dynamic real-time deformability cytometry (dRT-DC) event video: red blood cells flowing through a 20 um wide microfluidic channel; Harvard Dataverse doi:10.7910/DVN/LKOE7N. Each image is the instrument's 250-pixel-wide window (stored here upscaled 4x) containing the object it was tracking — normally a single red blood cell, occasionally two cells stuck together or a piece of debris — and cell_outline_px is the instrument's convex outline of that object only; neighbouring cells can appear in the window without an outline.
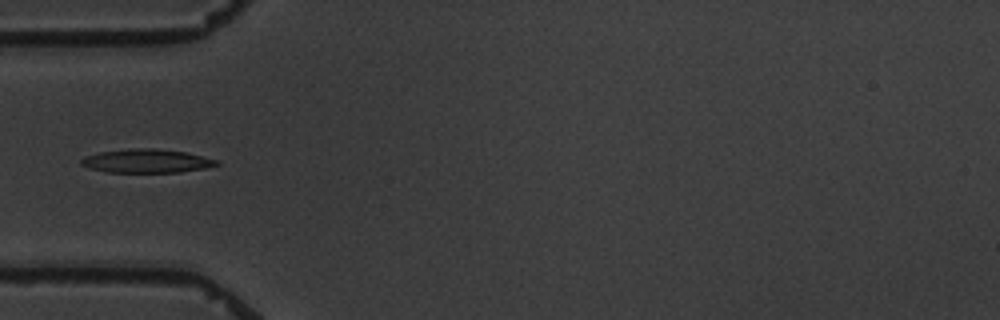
{"species": "common noctule bat (a hibernating species)", "species_latin": "Nyctalus noctula", "temperature_condition": "warm", "stored_images_in_passage": 9, "camera_frame_rate_fps": 3000, "um_per_image_px": 0.085, "animal": {"sex": "male", "body_mass_g": 19.5, "forearm_length_mm": 54.6}, "frame": {"image": 1, "passage_image": 6, "time_ms": 6.0, "image_size_px": [1000, 320], "cell_outline_px": [[220, 164], [204, 168], [180, 172], [104, 172], [88, 168], [80, 164], [80, 160], [84, 156], [100, 152], [132, 148], [152, 148], [184, 152], [220, 160]], "centroid_in_image_um": [12.43, 13.68], "position_along_channel_um": 72.6, "area_um2": 18.67}}
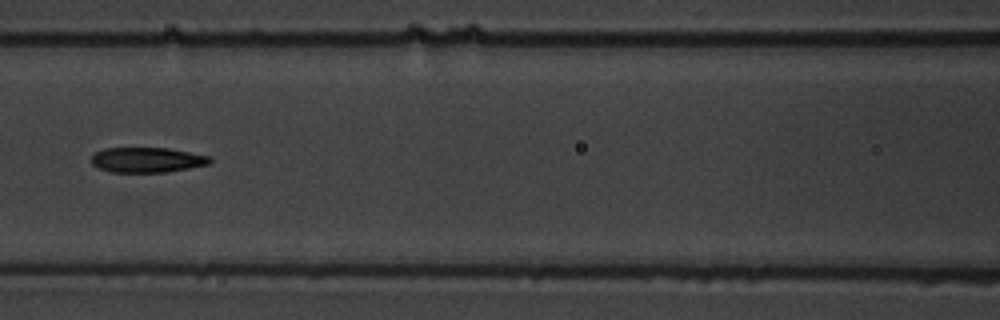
{"frame": {"image": 2, "passage_image": 8, "time_ms": 8.333, "image_size_px": [1000, 320], "cell_outline_px": [[212, 160], [208, 164], [188, 168], [164, 172], [112, 172], [96, 168], [92, 164], [92, 156], [96, 152], [104, 148], [168, 148], [212, 156]], "centroid_in_image_um": [12.49, 13.59], "position_along_channel_um": 154.1, "area_um2": 17.34}}
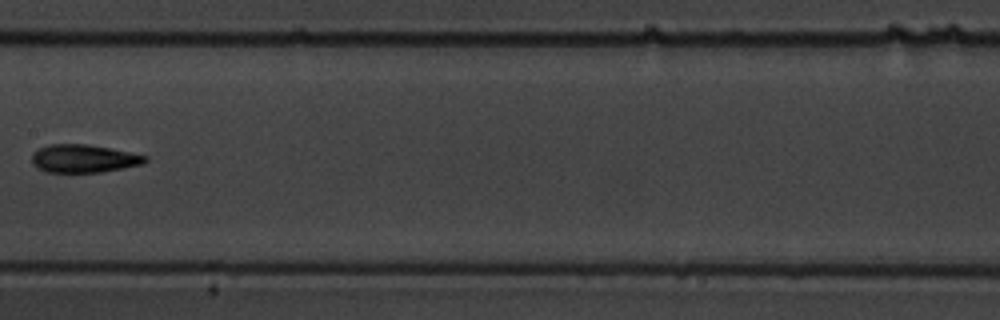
{"frame": {"image": 3, "passage_image": 9, "time_ms": 9.667, "image_size_px": [1000, 320], "cell_outline_px": [[148, 160], [144, 164], [100, 172], [44, 172], [32, 164], [32, 156], [40, 148], [52, 144], [88, 144], [148, 156]], "centroid_in_image_um": [7.13, 13.48], "position_along_channel_um": 200.3, "area_um2": 18.32}}